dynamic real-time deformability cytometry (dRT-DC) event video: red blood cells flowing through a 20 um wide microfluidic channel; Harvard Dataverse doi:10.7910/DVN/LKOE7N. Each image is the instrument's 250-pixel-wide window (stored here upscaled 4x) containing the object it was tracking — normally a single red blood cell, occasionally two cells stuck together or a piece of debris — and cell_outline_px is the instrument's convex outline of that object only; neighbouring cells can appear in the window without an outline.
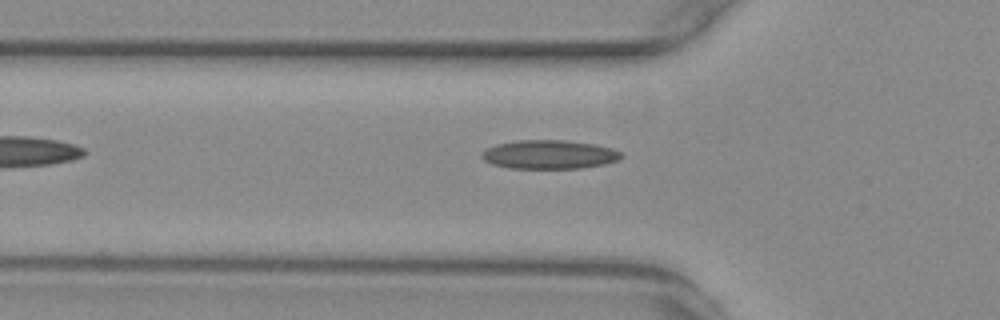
{"species": "common noctule bat (a hibernating species)", "species_latin": "Nyctalus noctula", "temperature_condition": "warm", "stored_images_in_passage": 32, "camera_frame_rate_fps": 3000, "um_per_image_px": 0.085, "animal": {"sex": "female", "body_mass_g": 29.2, "forearm_length_mm": 56.3}, "frame": {"image": 1, "passage_image": 3, "time_ms": 0.667, "image_size_px": [1000, 320], "cell_outline_px": [[624, 156], [620, 160], [604, 164], [580, 168], [508, 168], [492, 164], [484, 160], [480, 156], [488, 148], [496, 144], [516, 140], [564, 140], [592, 144], [612, 148], [620, 152]], "centroid_in_image_um": [46.69, 13.13], "position_along_channel_um": 79.1, "area_um2": 23.35}}
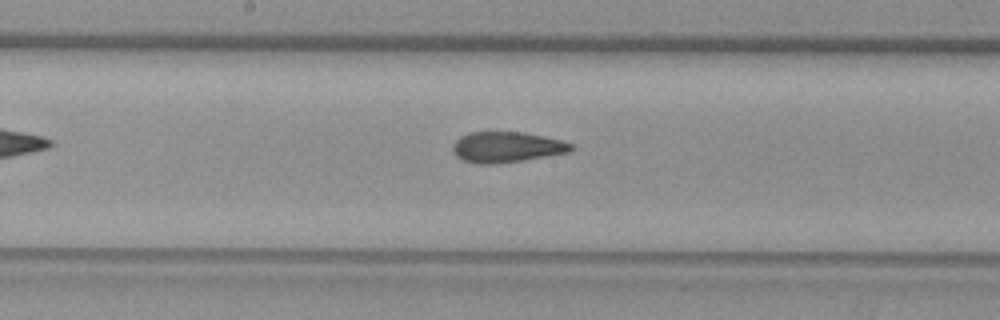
{"frame": {"image": 2, "passage_image": 13, "time_ms": 4.0, "image_size_px": [1000, 320], "cell_outline_px": [[576, 148], [568, 152], [524, 160], [492, 164], [476, 164], [464, 160], [456, 156], [452, 152], [452, 144], [460, 136], [472, 132], [524, 132], [544, 136], [576, 144]], "centroid_in_image_um": [43.07, 12.5], "position_along_channel_um": 205.1, "area_um2": 21.27}}
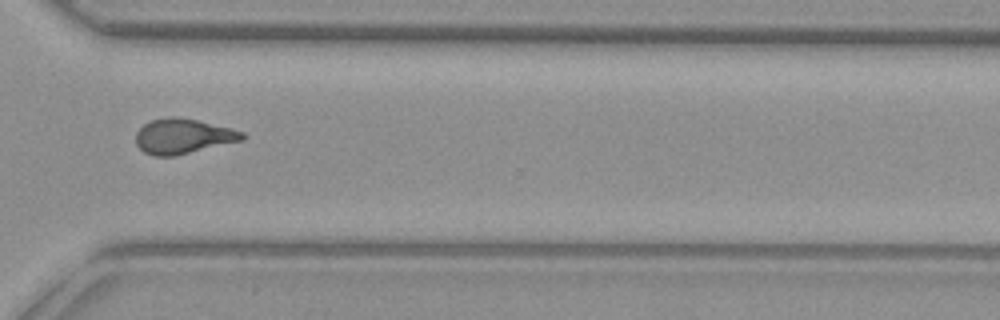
{"frame": {"image": 3, "passage_image": 25, "time_ms": 8.0, "image_size_px": [1000, 320], "cell_outline_px": [[248, 136], [244, 140], [176, 156], [152, 156], [144, 152], [136, 144], [136, 132], [144, 124], [152, 120], [168, 116], [176, 116], [196, 120], [232, 128], [244, 132]], "centroid_in_image_um": [15.59, 11.58], "position_along_channel_um": 355.0, "area_um2": 21.96}}